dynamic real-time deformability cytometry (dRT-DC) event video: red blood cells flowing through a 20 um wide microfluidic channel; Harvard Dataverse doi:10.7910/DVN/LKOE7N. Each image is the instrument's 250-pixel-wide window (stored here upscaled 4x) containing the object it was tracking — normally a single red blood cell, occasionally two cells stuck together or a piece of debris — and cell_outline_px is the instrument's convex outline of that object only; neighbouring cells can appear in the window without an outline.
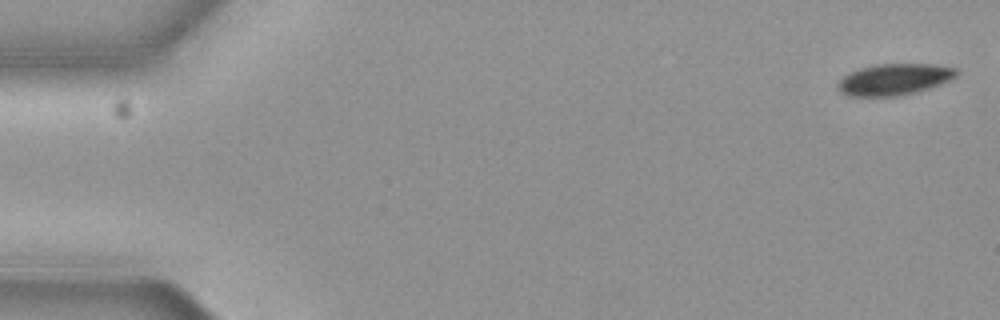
{"species": "common noctule bat (a hibernating species)", "species_latin": "Nyctalus noctula", "temperature_condition": "cold", "stored_images_in_passage": 6, "camera_frame_rate_fps": 3000, "um_per_image_px": 0.085, "animal": {"sex": "female", "body_mass_g": 19.3, "forearm_length_mm": 54.1}, "frame": {"image": 1, "passage_image": 1, "time_ms": 0.0, "image_size_px": [1000, 320], "cell_outline_px": [[960, 72], [956, 76], [940, 84], [928, 88], [896, 96], [848, 96], [840, 92], [836, 84], [844, 76], [860, 68], [872, 64], [936, 64], [956, 68]], "centroid_in_image_um": [76.0, 6.73], "position_along_channel_um": 9.0, "area_um2": 21.56}}